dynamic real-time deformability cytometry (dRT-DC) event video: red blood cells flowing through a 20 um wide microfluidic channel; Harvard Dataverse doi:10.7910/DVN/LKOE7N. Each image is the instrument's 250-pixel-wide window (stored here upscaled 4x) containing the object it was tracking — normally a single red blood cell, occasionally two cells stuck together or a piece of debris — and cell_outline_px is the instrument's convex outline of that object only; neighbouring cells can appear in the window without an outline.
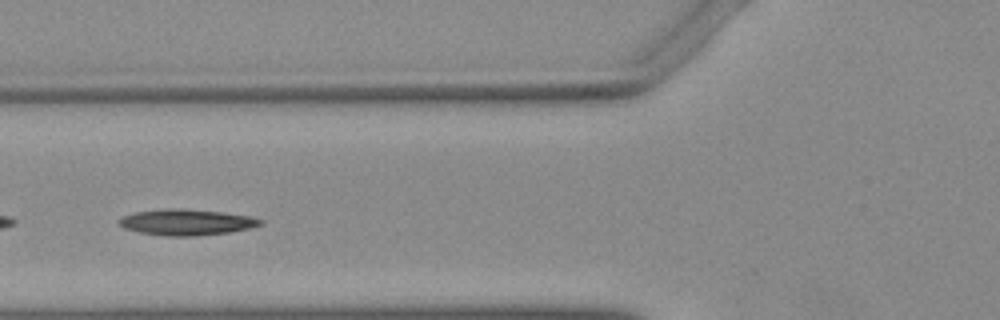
{"species": "Egyptian fruit bat (a non-hibernating species)", "species_latin": "Rousettus aegyptiacus", "temperature_condition": "warm", "stored_images_in_passage": 38, "camera_frame_rate_fps": 3000, "um_per_image_px": 0.085, "animal": {"sex": "female"}, "frame": {"image": 1, "passage_image": 6, "time_ms": 1.667, "image_size_px": [1000, 320], "cell_outline_px": [[264, 224], [252, 228], [228, 232], [196, 236], [164, 236], [140, 232], [124, 228], [116, 220], [124, 216], [136, 212], [172, 208], [180, 208], [224, 212], [248, 216], [264, 220]], "centroid_in_image_um": [15.89, 18.89], "position_along_channel_um": 109.9, "area_um2": 21.39}}
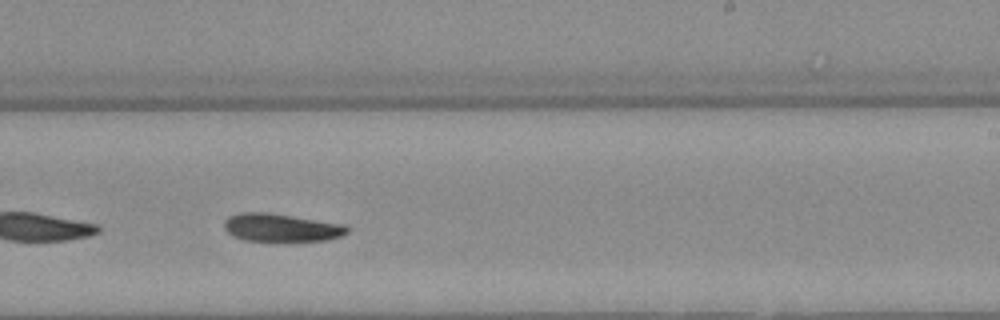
{"frame": {"image": 2, "passage_image": 18, "time_ms": 5.667, "image_size_px": [1000, 320], "cell_outline_px": [[348, 232], [340, 236], [324, 240], [276, 244], [268, 244], [244, 240], [232, 236], [224, 228], [224, 224], [232, 216], [240, 212], [268, 212], [344, 224], [348, 228]], "centroid_in_image_um": [23.89, 19.41], "position_along_channel_um": 265.1, "area_um2": 20.87}}
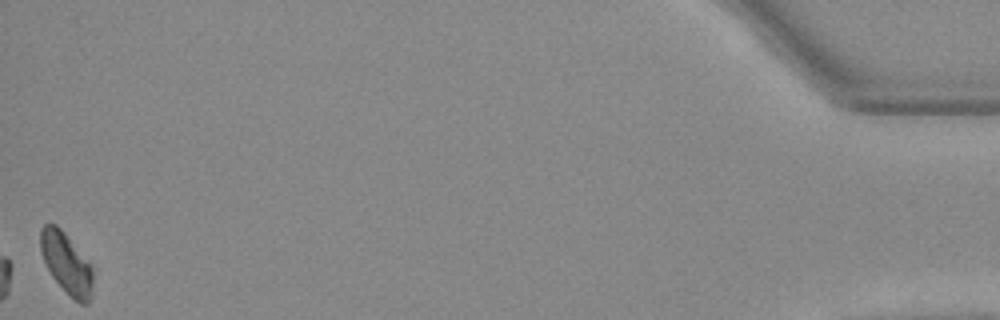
{"frame": {"image": 3, "passage_image": 38, "time_ms": 12.333, "image_size_px": [1000, 320], "cell_outline_px": [[92, 296], [88, 304], [80, 304], [52, 276], [40, 252], [40, 228], [44, 224], [56, 224], [64, 232], [92, 268]], "centroid_in_image_um": [5.63, 22.36], "position_along_channel_um": 429.6, "area_um2": 18.09}}